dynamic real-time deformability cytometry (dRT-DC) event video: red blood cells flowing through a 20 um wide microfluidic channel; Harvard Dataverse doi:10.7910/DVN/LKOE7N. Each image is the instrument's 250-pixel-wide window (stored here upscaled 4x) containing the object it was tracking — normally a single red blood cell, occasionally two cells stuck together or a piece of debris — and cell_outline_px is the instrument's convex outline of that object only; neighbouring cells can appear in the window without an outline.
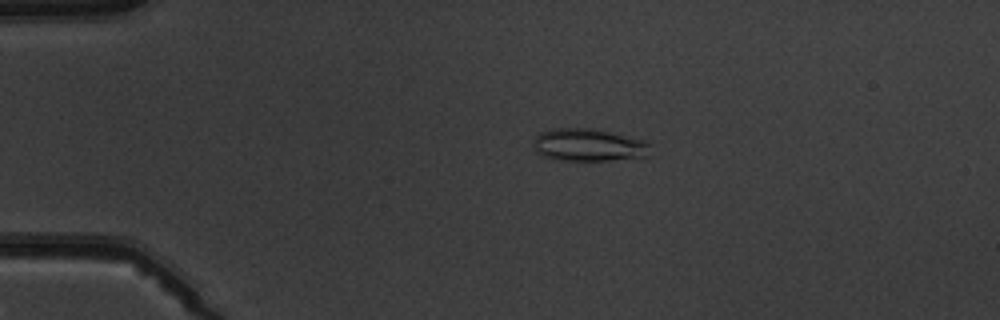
{"species": "common noctule bat (a hibernating species)", "species_latin": "Nyctalus noctula", "temperature_condition": "warm", "stored_images_in_passage": 6, "camera_frame_rate_fps": 3000, "um_per_image_px": 0.085, "animal": {"sex": "male", "body_mass_g": 19.5, "forearm_length_mm": 54.6}, "frame": {"image": 1, "passage_image": 4, "time_ms": 3.333, "image_size_px": [1000, 320], "cell_outline_px": [[652, 144], [648, 156], [608, 160], [564, 160], [544, 156], [536, 152], [532, 148], [532, 140], [540, 132], [552, 128], [596, 128], [644, 140]], "centroid_in_image_um": [50.02, 12.3], "position_along_channel_um": 35.0, "area_um2": 22.43}}
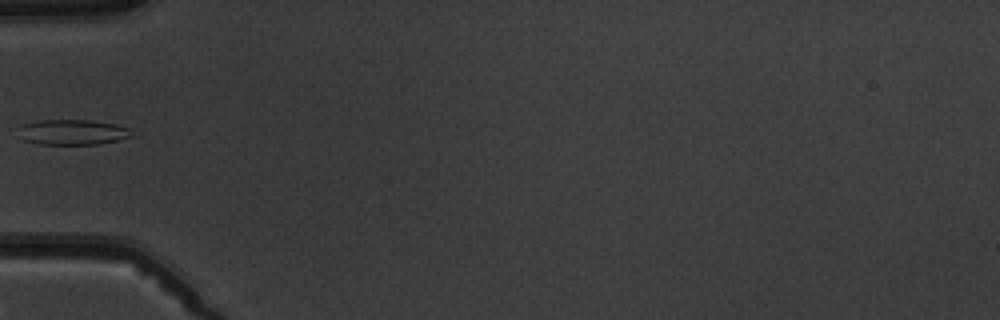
{"frame": {"image": 2, "passage_image": 6, "time_ms": 5.667, "image_size_px": [1000, 320], "cell_outline_px": [[132, 136], [120, 140], [100, 144], [40, 144], [24, 140], [20, 124], [40, 120], [88, 120], [116, 124], [128, 128]], "centroid_in_image_um": [6.21, 11.23], "position_along_channel_um": 78.8, "area_um2": 16.47}}